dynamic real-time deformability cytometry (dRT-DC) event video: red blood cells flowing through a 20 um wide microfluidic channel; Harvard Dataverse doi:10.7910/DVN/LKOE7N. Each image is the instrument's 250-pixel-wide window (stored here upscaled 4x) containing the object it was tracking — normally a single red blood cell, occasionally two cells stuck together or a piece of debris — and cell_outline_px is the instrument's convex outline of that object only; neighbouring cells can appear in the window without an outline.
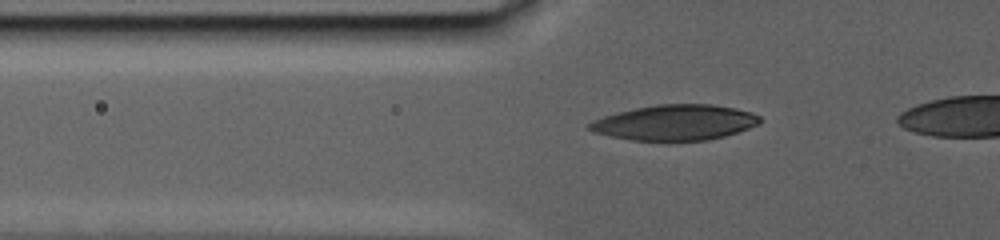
{"species": "human", "species_latin": "Homo sapiens", "temperature_condition": "warm", "stored_images_in_passage": 27, "camera_frame_rate_fps": 3000, "um_per_image_px": 0.085, "donor": {"sex": "male"}, "frame": {"image": 1, "passage_image": 5, "time_ms": 3.333, "image_size_px": [1000, 240], "cell_outline_px": [[760, 124], [724, 136], [708, 140], [632, 140], [592, 132], [588, 128], [588, 124], [592, 120], [616, 112], [656, 104], [712, 104], [736, 108], [752, 112], [760, 116]], "centroid_in_image_um": [57.38, 10.4], "position_along_channel_um": 68.4, "area_um2": 35.08}}
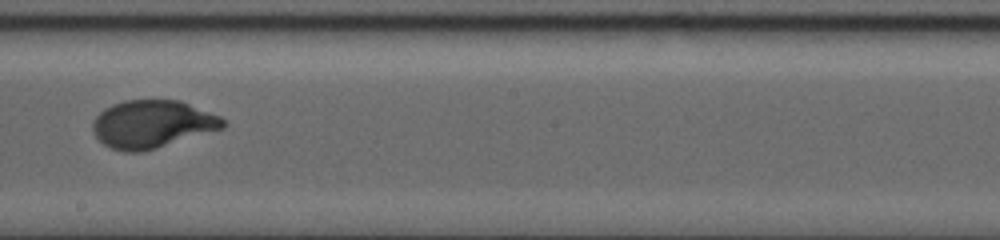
{"frame": {"image": 2, "passage_image": 15, "time_ms": 11.0, "image_size_px": [1000, 240], "cell_outline_px": [[228, 124], [224, 128], [140, 152], [124, 152], [112, 148], [104, 144], [96, 136], [92, 128], [92, 124], [96, 116], [104, 108], [112, 104], [124, 100], [180, 100], [220, 116]], "centroid_in_image_um": [12.93, 10.53], "position_along_channel_um": 235.3, "area_um2": 36.01}}
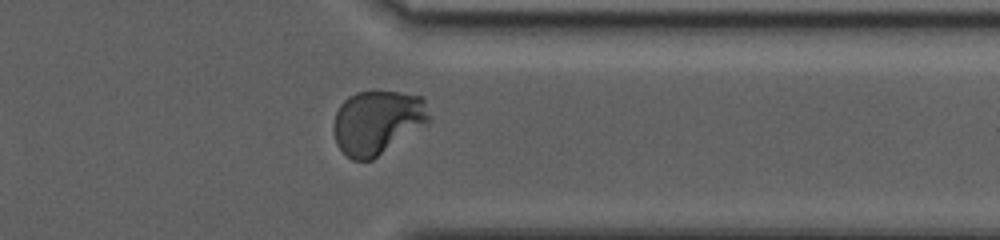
{"frame": {"image": 3, "passage_image": 23, "time_ms": 17.333, "image_size_px": [1000, 240], "cell_outline_px": [[432, 120], [428, 124], [372, 160], [352, 160], [336, 144], [332, 132], [332, 124], [336, 112], [340, 104], [348, 96], [356, 92], [400, 92], [420, 96], [424, 100]], "centroid_in_image_um": [32.07, 10.4], "position_along_channel_um": 379.3, "area_um2": 35.89}}